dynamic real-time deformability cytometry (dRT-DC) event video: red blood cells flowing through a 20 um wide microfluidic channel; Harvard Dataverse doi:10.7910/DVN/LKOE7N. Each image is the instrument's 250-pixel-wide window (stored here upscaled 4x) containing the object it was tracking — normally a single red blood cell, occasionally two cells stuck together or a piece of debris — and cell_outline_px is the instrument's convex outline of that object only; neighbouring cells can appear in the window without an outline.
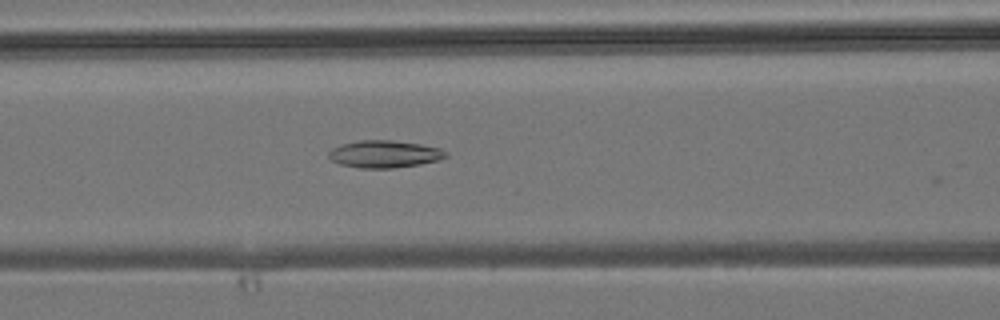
{"species": "common noctule bat (a hibernating species)", "species_latin": "Nyctalus noctula", "temperature_condition": "room temperature", "stored_images_in_passage": 34, "camera_frame_rate_fps": 3000, "um_per_image_px": 0.085, "animal": {"sex": "male", "body_mass_g": 19.2, "forearm_length_mm": 51.8}, "frame": {"image": 1, "passage_image": 8, "time_ms": 2.333, "image_size_px": [1000, 320], "cell_outline_px": [[448, 156], [436, 160], [420, 164], [392, 168], [360, 168], [340, 164], [332, 160], [328, 156], [328, 152], [332, 148], [340, 144], [360, 140], [392, 140], [420, 144], [440, 148], [448, 152]], "centroid_in_image_um": [32.66, 13.09], "position_along_channel_um": 133.9, "area_um2": 18.61}}
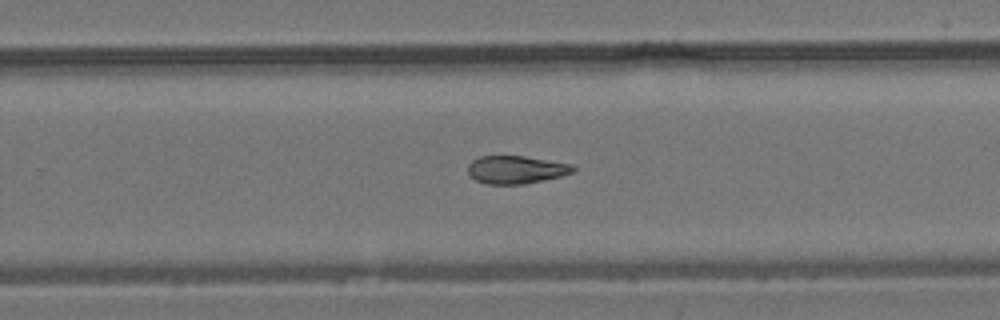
{"frame": {"image": 2, "passage_image": 18, "time_ms": 5.667, "image_size_px": [1000, 320], "cell_outline_px": [[576, 168], [572, 172], [560, 176], [524, 184], [488, 184], [476, 180], [468, 172], [468, 164], [472, 160], [480, 156], [524, 156], [572, 164]], "centroid_in_image_um": [43.85, 14.41], "position_along_channel_um": 286.0, "area_um2": 16.94}}
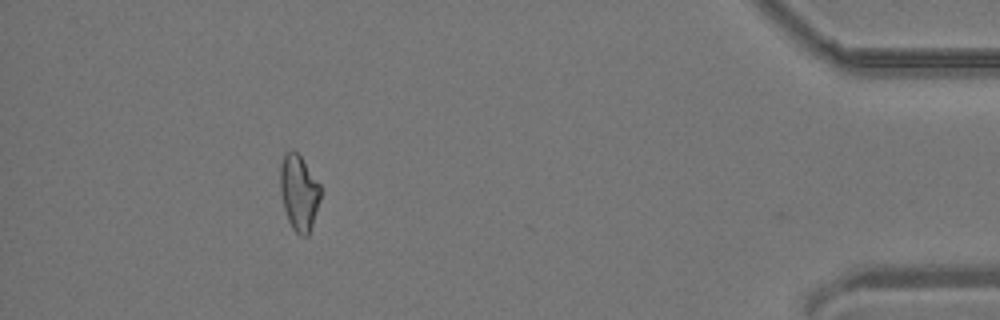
{"frame": {"image": 3, "passage_image": 30, "time_ms": 9.667, "image_size_px": [1000, 320], "cell_outline_px": [[320, 200], [308, 236], [300, 236], [292, 228], [288, 220], [284, 208], [280, 192], [280, 168], [284, 152], [292, 148], [300, 156], [320, 184]], "centroid_in_image_um": [25.39, 16.36], "position_along_channel_um": 409.8, "area_um2": 17.74}}